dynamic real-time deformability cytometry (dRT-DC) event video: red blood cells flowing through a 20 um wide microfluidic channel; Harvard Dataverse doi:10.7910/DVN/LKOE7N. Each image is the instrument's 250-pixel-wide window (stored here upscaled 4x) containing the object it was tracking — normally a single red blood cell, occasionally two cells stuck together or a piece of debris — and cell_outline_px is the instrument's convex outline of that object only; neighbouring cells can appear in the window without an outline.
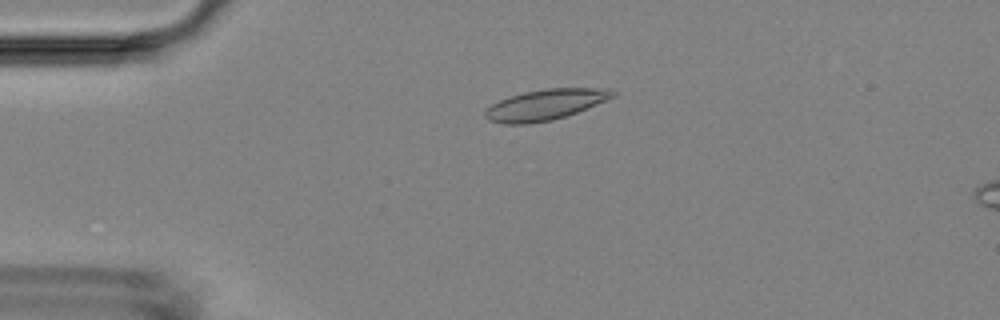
{"species": "Egyptian fruit bat (a non-hibernating species)", "species_latin": "Rousettus aegyptiacus", "temperature_condition": "room temperature", "stored_images_in_passage": 50, "camera_frame_rate_fps": 3000, "um_per_image_px": 0.085, "animal": {"sex": "female"}, "frame": {"image": 1, "passage_image": 9, "time_ms": 2.667, "image_size_px": [1000, 320], "cell_outline_px": [[616, 96], [576, 112], [552, 120], [528, 124], [504, 124], [488, 120], [484, 116], [484, 108], [500, 100], [524, 92], [544, 88], [608, 88], [616, 92]], "centroid_in_image_um": [46.32, 8.9], "position_along_channel_um": 38.7, "area_um2": 22.77}}
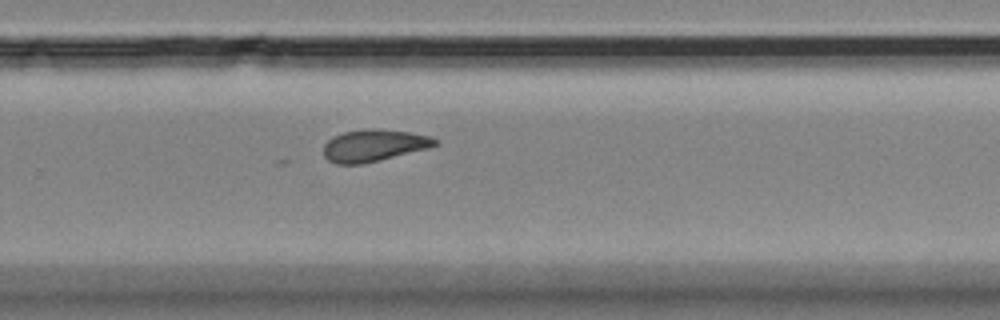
{"frame": {"image": 2, "passage_image": 32, "time_ms": 10.333, "image_size_px": [1000, 320], "cell_outline_px": [[440, 144], [428, 148], [364, 164], [336, 164], [328, 160], [324, 156], [324, 144], [332, 136], [344, 132], [364, 128], [408, 132], [428, 136], [440, 140]], "centroid_in_image_um": [31.77, 12.37], "position_along_channel_um": 298.0, "area_um2": 20.75}}
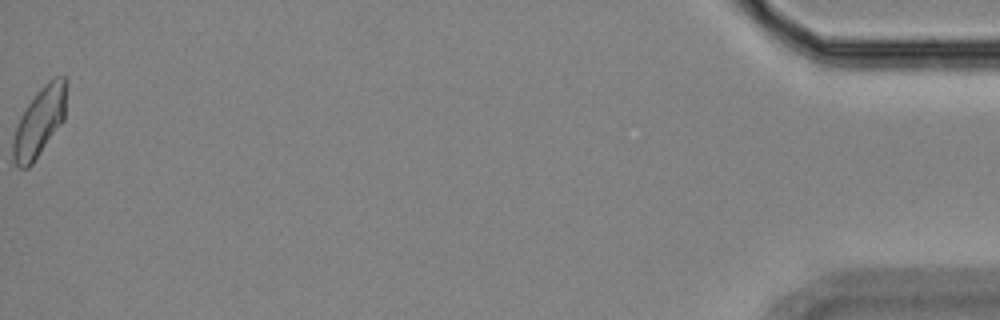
{"frame": {"image": 3, "passage_image": 50, "time_ms": 16.333, "image_size_px": [1000, 320], "cell_outline_px": [[68, 80], [64, 120], [32, 164], [28, 168], [20, 168], [12, 160], [12, 140], [16, 124], [20, 116], [36, 92], [48, 80], [56, 76], [64, 76]], "centroid_in_image_um": [3.36, 10.33], "position_along_channel_um": 431.8, "area_um2": 21.79}}